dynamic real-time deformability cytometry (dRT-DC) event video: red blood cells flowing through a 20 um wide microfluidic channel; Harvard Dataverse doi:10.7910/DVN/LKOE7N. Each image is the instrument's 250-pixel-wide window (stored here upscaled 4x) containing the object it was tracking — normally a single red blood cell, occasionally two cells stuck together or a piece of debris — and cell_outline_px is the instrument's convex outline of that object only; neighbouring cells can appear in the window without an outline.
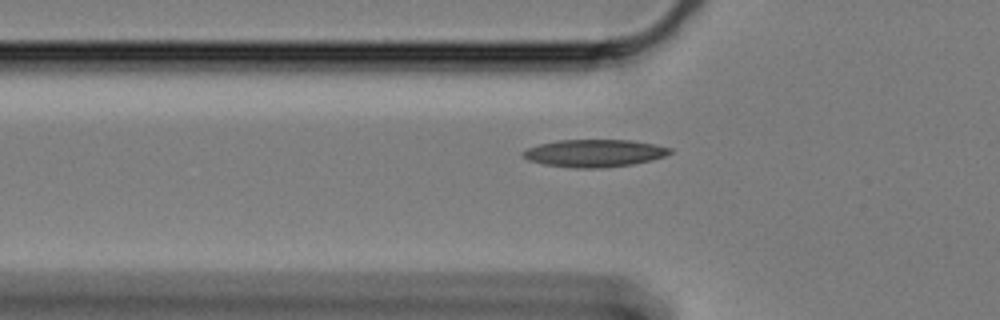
{"species": "Egyptian fruit bat (a non-hibernating species)", "species_latin": "Rousettus aegyptiacus", "temperature_condition": "cold", "stored_images_in_passage": 45, "camera_frame_rate_fps": 3000, "um_per_image_px": 0.085, "animal": {"sex": "female"}, "frame": {"image": 1, "passage_image": 4, "time_ms": 1.0, "image_size_px": [1000, 320], "cell_outline_px": [[672, 152], [664, 156], [652, 160], [632, 164], [604, 168], [572, 168], [544, 164], [528, 160], [520, 156], [520, 152], [528, 148], [540, 144], [556, 140], [632, 140], [672, 148]], "centroid_in_image_um": [50.48, 13.02], "position_along_channel_um": 75.3, "area_um2": 23.64}}
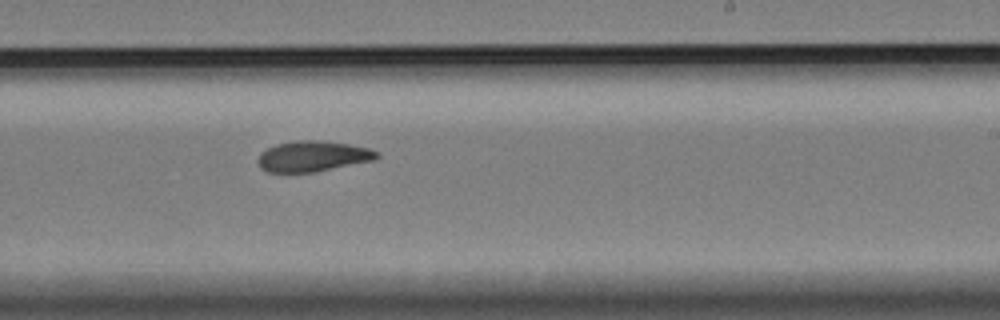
{"frame": {"image": 2, "passage_image": 21, "time_ms": 6.667, "image_size_px": [1000, 320], "cell_outline_px": [[380, 156], [376, 160], [316, 172], [268, 172], [260, 168], [256, 160], [260, 152], [276, 144], [296, 140], [320, 140], [348, 144], [368, 148], [380, 152]], "centroid_in_image_um": [26.59, 13.28], "position_along_channel_um": 262.4, "area_um2": 21.5}}
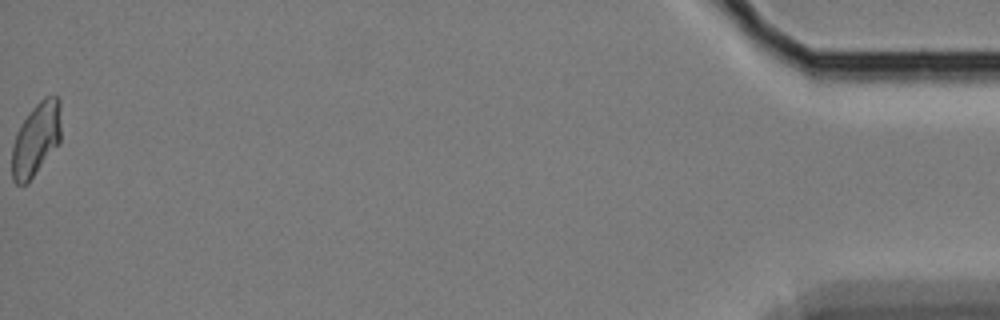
{"frame": {"image": 3, "passage_image": 45, "time_ms": 14.667, "image_size_px": [1000, 320], "cell_outline_px": [[60, 144], [32, 176], [24, 184], [16, 184], [12, 180], [12, 148], [16, 132], [20, 124], [32, 108], [44, 96], [56, 96], [60, 100]], "centroid_in_image_um": [3.07, 11.8], "position_along_channel_um": 432.1, "area_um2": 20.87}, "authors_computed_cell_mechanics": {"area_um2": 21.386, "velocity_mm_per_s": 3.287, "shape_relaxation_time_tau1_ms": null, "shape_relaxation_time_tau2_ms": 4.4599, "deformation_change_tau1": null, "deformation_change_tau2": 0.0901}}